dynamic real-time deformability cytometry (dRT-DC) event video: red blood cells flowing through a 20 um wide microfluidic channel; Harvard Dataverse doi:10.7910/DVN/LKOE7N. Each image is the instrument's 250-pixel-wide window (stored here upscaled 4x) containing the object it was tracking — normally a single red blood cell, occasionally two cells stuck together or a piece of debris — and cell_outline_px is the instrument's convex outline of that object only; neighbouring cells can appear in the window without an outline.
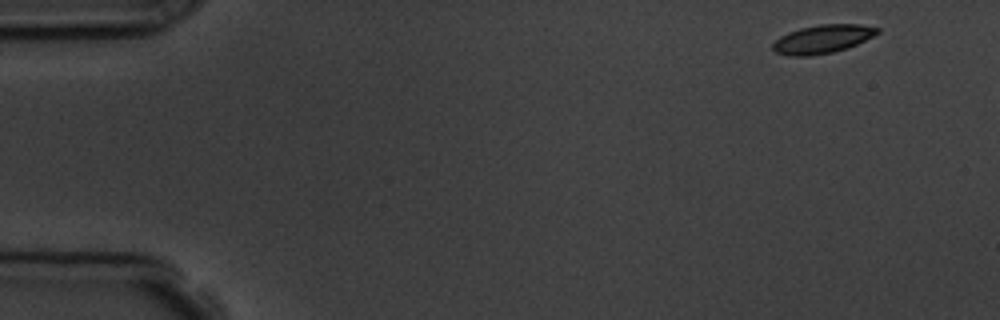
{"species": "common noctule bat (a hibernating species)", "species_latin": "Nyctalus noctula", "temperature_condition": "room temperature", "stored_images_in_passage": 4, "camera_frame_rate_fps": 3000, "um_per_image_px": 0.085, "animal": {"sex": "male", "body_mass_g": 19.5, "forearm_length_mm": 54.6}, "frame": {"image": 1, "passage_image": 1, "time_ms": 0.0, "image_size_px": [1000, 320], "cell_outline_px": [[880, 32], [856, 44], [832, 52], [812, 56], [792, 56], [776, 52], [772, 48], [772, 44], [780, 36], [788, 32], [800, 28], [820, 24], [860, 24], [880, 28]], "centroid_in_image_um": [69.9, 3.31], "position_along_channel_um": 15.1, "area_um2": 17.17}}